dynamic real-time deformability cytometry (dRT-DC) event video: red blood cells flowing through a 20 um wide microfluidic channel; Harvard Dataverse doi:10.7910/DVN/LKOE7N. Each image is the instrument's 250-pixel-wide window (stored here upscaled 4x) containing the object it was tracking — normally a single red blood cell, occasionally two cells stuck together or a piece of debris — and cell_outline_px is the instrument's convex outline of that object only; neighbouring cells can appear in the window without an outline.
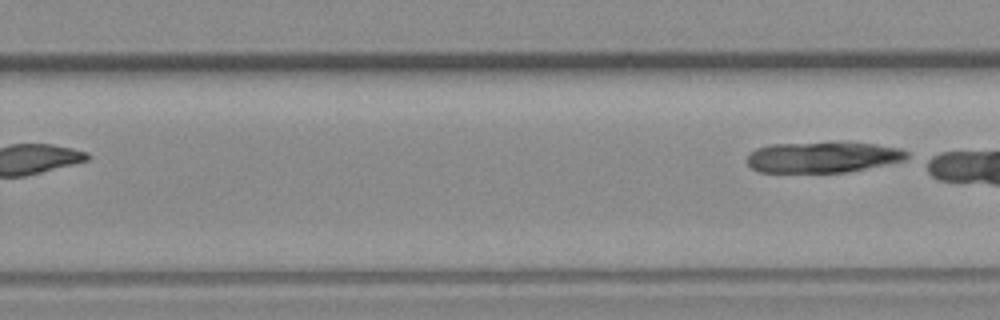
{"species": "common noctule bat (a hibernating species)", "species_latin": "Nyctalus noctula", "temperature_condition": "room temperature", "stored_images_in_passage": 8, "segment_of_instrument_passage": [2, 2], "camera_frame_rate_fps": 3000, "um_per_image_px": 0.085, "animal": {"sex": "female", "body_mass_g": 19.3, "forearm_length_mm": 54.1}, "frame": {"image": 1, "passage_image": 8, "time_ms": 8.333, "image_size_px": [1000, 320], "cell_outline_px": [[908, 156], [904, 160], [844, 172], [760, 172], [752, 168], [748, 164], [748, 156], [756, 148], [772, 144], [876, 144], [900, 148], [908, 152]], "centroid_in_image_um": [69.91, 13.38], "position_along_channel_um": 259.9, "area_um2": 27.69}}